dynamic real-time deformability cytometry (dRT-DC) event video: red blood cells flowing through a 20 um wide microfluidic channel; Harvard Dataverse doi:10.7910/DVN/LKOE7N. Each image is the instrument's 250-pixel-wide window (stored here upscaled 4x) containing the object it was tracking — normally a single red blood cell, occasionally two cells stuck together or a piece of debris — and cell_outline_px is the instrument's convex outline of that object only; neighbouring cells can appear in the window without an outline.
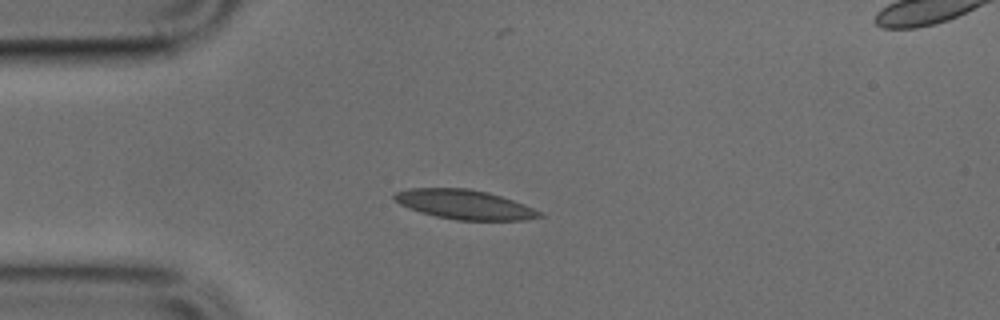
{"species": "common noctule bat (a hibernating species)", "species_latin": "Nyctalus noctula", "temperature_condition": "cold", "stored_images_in_passage": 18, "camera_frame_rate_fps": 3000, "um_per_image_px": 0.085, "animal": {"sex": "male", "body_mass_g": 17.9, "forearm_length_mm": 54.2}, "frame": {"image": 1, "passage_image": 11, "time_ms": 3.333, "image_size_px": [1000, 320], "cell_outline_px": [[544, 216], [524, 220], [456, 220], [436, 216], [420, 212], [400, 204], [392, 196], [396, 192], [412, 188], [468, 188], [488, 192], [524, 204], [544, 212]], "centroid_in_image_um": [39.52, 17.38], "position_along_channel_um": 45.5, "area_um2": 24.8}}